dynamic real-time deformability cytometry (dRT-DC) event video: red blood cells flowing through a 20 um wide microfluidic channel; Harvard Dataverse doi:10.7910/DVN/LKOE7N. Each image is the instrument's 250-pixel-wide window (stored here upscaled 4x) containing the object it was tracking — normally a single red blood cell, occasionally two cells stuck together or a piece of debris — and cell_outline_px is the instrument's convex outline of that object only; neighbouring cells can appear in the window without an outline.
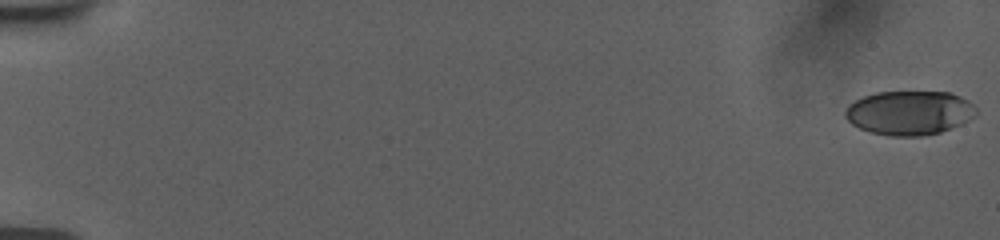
{"species": "human", "species_latin": "Homo sapiens", "temperature_condition": "room temperature", "stored_images_in_passage": 56, "camera_frame_rate_fps": 3000, "um_per_image_px": 0.085, "donor": {"sex": "female"}, "frame": {"image": 1, "passage_image": 1, "time_ms": 0.0, "image_size_px": [1000, 240], "cell_outline_px": [[976, 116], [960, 124], [940, 132], [920, 136], [888, 136], [872, 132], [860, 128], [852, 124], [844, 116], [844, 112], [848, 104], [864, 96], [876, 92], [952, 92], [968, 100], [976, 108]], "centroid_in_image_um": [77.29, 9.58], "position_along_channel_um": 7.7, "area_um2": 33.7}}
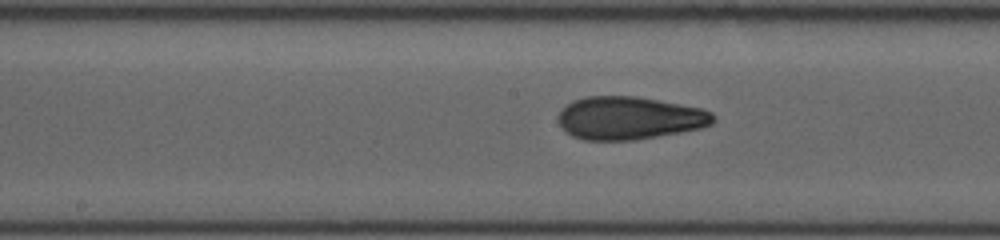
{"frame": {"image": 2, "passage_image": 31, "time_ms": 10.0, "image_size_px": [1000, 240], "cell_outline_px": [[716, 120], [712, 124], [700, 128], [680, 132], [632, 140], [584, 140], [572, 136], [560, 124], [560, 112], [572, 100], [588, 96], [636, 96], [704, 108], [712, 112], [716, 116]], "centroid_in_image_um": [53.55, 10.02], "position_along_channel_um": 194.6, "area_um2": 38.61}}
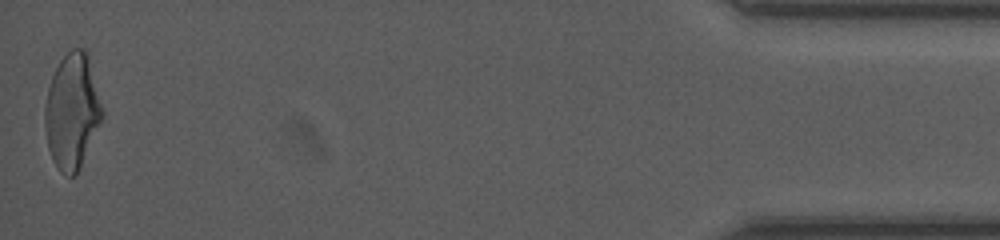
{"frame": {"image": 3, "passage_image": 56, "time_ms": 18.333, "image_size_px": [1000, 240], "cell_outline_px": [[104, 120], [76, 172], [72, 176], [68, 176], [60, 172], [56, 168], [52, 160], [48, 148], [44, 128], [44, 108], [48, 88], [52, 76], [60, 60], [72, 48], [84, 48], [88, 56], [104, 112]], "centroid_in_image_um": [6.13, 9.48], "position_along_channel_um": 429.1, "area_um2": 38.61}, "authors_computed_cell_mechanics": {"area_um2": 37.3677, "velocity_mm_per_s": 3.7826, "shape_relaxation_time_tau1_ms": null, "shape_relaxation_time_tau2_ms": 1.4212, "deformation_change_tau1": null, "deformation_change_tau2": 0.0853}}